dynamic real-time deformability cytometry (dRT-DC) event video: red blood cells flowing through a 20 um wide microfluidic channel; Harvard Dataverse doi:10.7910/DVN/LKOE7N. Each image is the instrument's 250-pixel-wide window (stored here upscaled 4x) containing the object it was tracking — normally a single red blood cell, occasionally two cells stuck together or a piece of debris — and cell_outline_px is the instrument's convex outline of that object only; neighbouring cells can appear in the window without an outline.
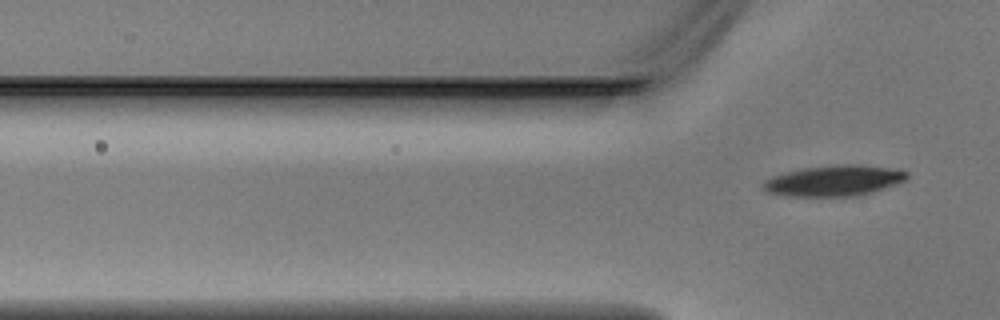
{"species": "Egyptian fruit bat (a non-hibernating species)", "species_latin": "Rousettus aegyptiacus", "temperature_condition": "warm", "stored_images_in_passage": 3, "camera_frame_rate_fps": 3000, "um_per_image_px": 0.085, "animal": {"sex": "male"}, "frame": {"image": 1, "passage_image": 3, "time_ms": 0.667, "image_size_px": [1000, 320], "cell_outline_px": [[908, 180], [860, 196], [788, 196], [768, 192], [764, 188], [764, 180], [772, 176], [804, 168], [836, 164], [860, 164], [888, 168], [908, 172]], "centroid_in_image_um": [70.93, 15.36], "position_along_channel_um": 54.9, "area_um2": 25.66}}